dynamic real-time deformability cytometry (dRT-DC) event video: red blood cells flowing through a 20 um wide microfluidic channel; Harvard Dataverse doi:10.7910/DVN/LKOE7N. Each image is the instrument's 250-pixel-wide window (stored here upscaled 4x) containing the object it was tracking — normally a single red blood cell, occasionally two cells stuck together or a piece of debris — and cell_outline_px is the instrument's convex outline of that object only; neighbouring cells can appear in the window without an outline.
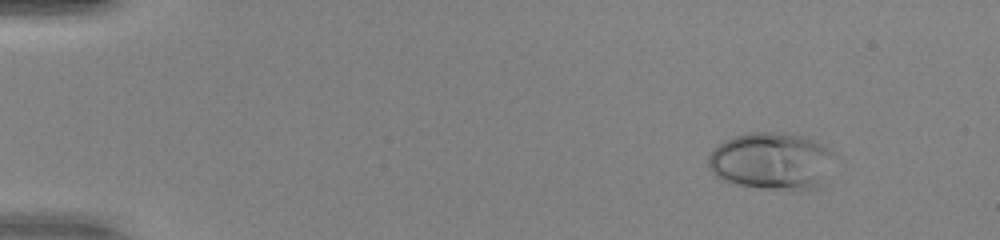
{"species": "human", "species_latin": "Homo sapiens", "temperature_condition": "warm", "stored_images_in_passage": 46, "camera_frame_rate_fps": 3000, "um_per_image_px": 0.085, "donor": {"sex": "female"}, "frame": {"image": 1, "passage_image": 1, "time_ms": 0.0, "image_size_px": [1000, 240], "cell_outline_px": [[832, 152], [812, 188], [764, 188], [740, 184], [724, 180], [712, 172], [708, 164], [708, 156], [720, 144], [736, 136], [748, 132], [784, 132], [808, 136], [820, 140], [832, 148]], "centroid_in_image_um": [65.49, 13.6], "position_along_channel_um": 19.5, "area_um2": 40.34}}
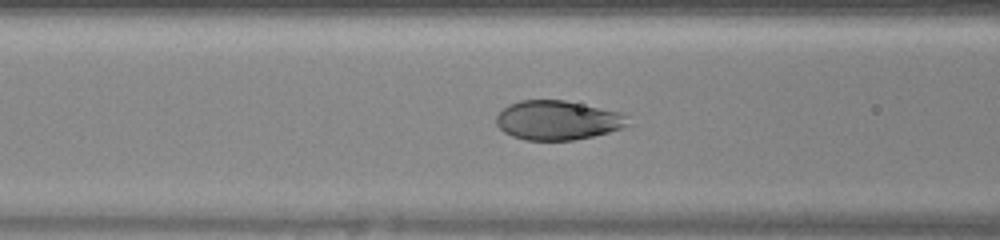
{"frame": {"image": 2, "passage_image": 17, "time_ms": 5.333, "image_size_px": [1000, 240], "cell_outline_px": [[632, 124], [624, 128], [592, 136], [572, 140], [524, 140], [512, 136], [504, 132], [496, 124], [496, 116], [508, 104], [520, 100], [564, 100], [624, 112]], "centroid_in_image_um": [47.44, 10.21], "position_along_channel_um": 119.2, "area_um2": 30.46}}
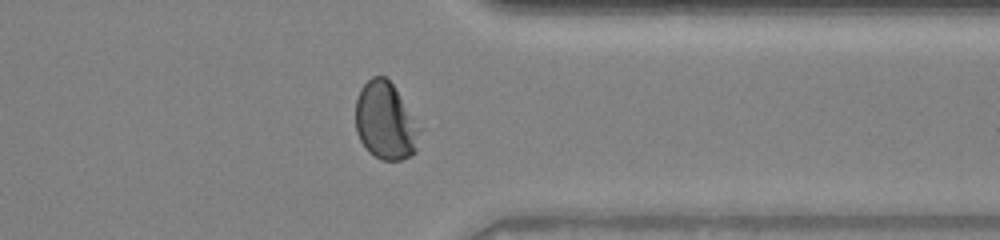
{"frame": {"image": 3, "passage_image": 36, "time_ms": 11.667, "image_size_px": [1000, 240], "cell_outline_px": [[424, 128], [416, 152], [412, 156], [400, 160], [380, 160], [368, 152], [360, 140], [356, 132], [356, 100], [360, 88], [372, 76], [384, 76], [392, 84]], "centroid_in_image_um": [32.82, 10.32], "position_along_channel_um": 378.6, "area_um2": 29.71}, "authors_computed_cell_mechanics": {"area_um2": 31.3565, "velocity_mm_per_s": 4.1327, "shape_relaxation_time_tau1_ms": 3.6682, "shape_relaxation_time_tau2_ms": null, "deformation_change_tau1": 0.225, "deformation_change_tau2": null}}